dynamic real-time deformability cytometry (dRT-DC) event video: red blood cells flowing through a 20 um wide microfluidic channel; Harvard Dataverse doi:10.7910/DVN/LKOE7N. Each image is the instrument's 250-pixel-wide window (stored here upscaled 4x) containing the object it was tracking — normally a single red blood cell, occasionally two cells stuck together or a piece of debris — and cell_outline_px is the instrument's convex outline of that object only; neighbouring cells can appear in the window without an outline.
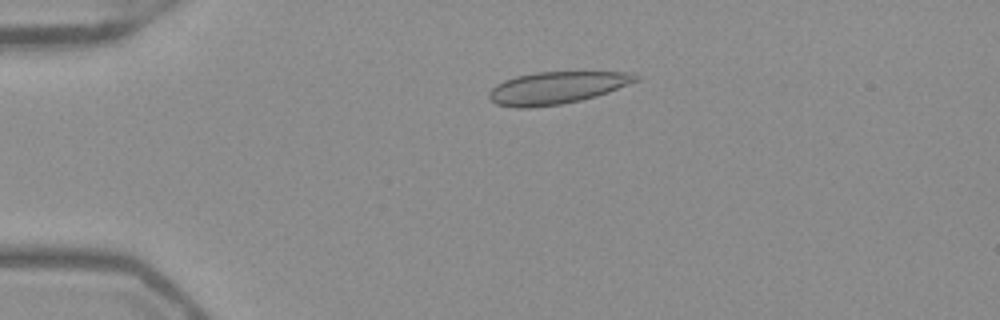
{"species": "Egyptian fruit bat (a non-hibernating species)", "species_latin": "Rousettus aegyptiacus", "temperature_condition": "warm", "stored_images_in_passage": 52, "camera_frame_rate_fps": 3000, "um_per_image_px": 0.085, "frame": {"image": 1, "passage_image": 12, "time_ms": 3.667, "image_size_px": [1000, 320], "cell_outline_px": [[640, 80], [608, 92], [596, 96], [580, 100], [560, 104], [528, 108], [516, 108], [496, 104], [488, 100], [488, 92], [496, 84], [504, 80], [516, 76], [536, 72], [632, 72], [640, 76]], "centroid_in_image_um": [47.3, 7.46], "position_along_channel_um": 37.7, "area_um2": 27.69}}
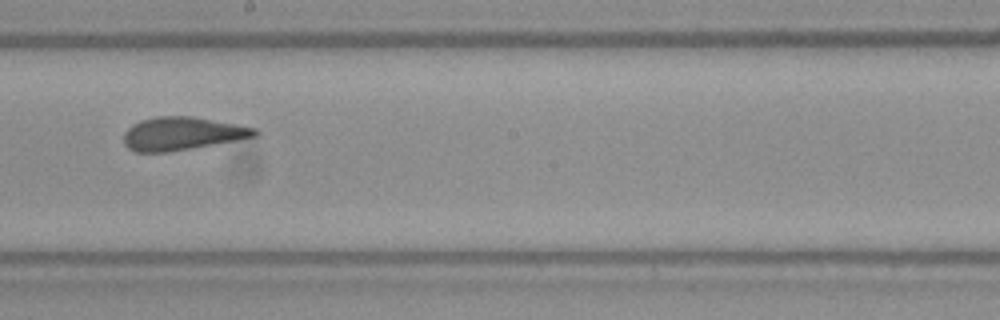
{"frame": {"image": 2, "passage_image": 30, "time_ms": 9.667, "image_size_px": [1000, 320], "cell_outline_px": [[260, 132], [256, 136], [168, 152], [136, 152], [128, 148], [124, 144], [124, 132], [132, 124], [140, 120], [156, 116], [192, 116], [236, 124], [256, 128]], "centroid_in_image_um": [15.44, 11.34], "position_along_channel_um": 232.8, "area_um2": 25.09}}
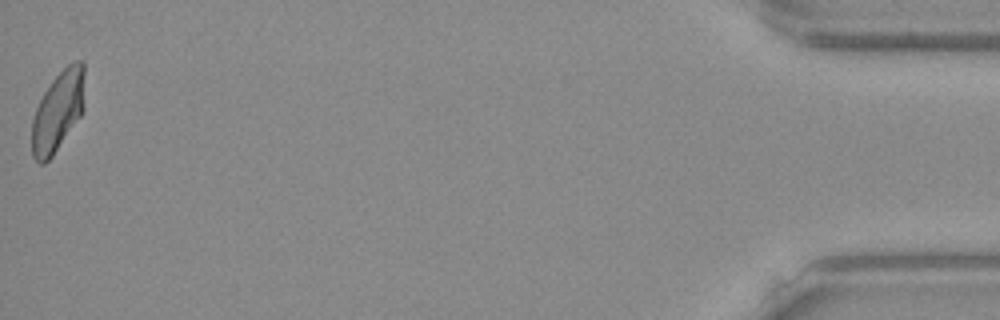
{"frame": {"image": 3, "passage_image": 52, "time_ms": 17.0, "image_size_px": [1000, 320], "cell_outline_px": [[84, 108], [80, 116], [52, 156], [44, 164], [40, 164], [32, 156], [32, 120], [36, 108], [44, 92], [52, 80], [68, 64], [76, 60], [84, 60]], "centroid_in_image_um": [4.93, 9.43], "position_along_channel_um": 430.3, "area_um2": 24.57}}